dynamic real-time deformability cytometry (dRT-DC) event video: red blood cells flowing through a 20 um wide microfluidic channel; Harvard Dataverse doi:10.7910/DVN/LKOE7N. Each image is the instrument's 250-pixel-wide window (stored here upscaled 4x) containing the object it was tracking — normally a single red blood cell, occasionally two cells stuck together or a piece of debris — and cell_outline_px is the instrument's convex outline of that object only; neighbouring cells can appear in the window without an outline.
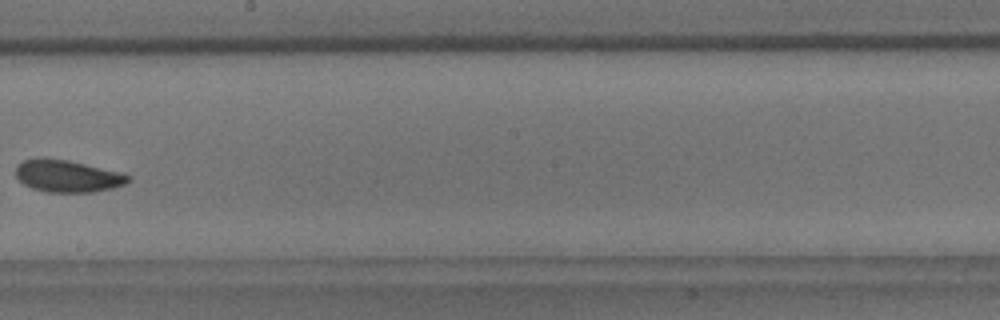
{"species": "common noctule bat (a hibernating species)", "species_latin": "Nyctalus noctula", "temperature_condition": "room temperature", "stored_images_in_passage": 9, "camera_frame_rate_fps": 3000, "um_per_image_px": 0.085, "animal": {"sex": "male", "body_mass_g": 18.8}, "frame": {"image": 1, "passage_image": 9, "time_ms": 9.667, "image_size_px": [1000, 320], "cell_outline_px": [[132, 180], [124, 184], [112, 188], [92, 192], [48, 192], [32, 188], [24, 184], [16, 176], [16, 164], [24, 160], [68, 160], [120, 172], [132, 176]], "centroid_in_image_um": [5.78, 14.99], "position_along_channel_um": 242.4, "area_um2": 20.58}}